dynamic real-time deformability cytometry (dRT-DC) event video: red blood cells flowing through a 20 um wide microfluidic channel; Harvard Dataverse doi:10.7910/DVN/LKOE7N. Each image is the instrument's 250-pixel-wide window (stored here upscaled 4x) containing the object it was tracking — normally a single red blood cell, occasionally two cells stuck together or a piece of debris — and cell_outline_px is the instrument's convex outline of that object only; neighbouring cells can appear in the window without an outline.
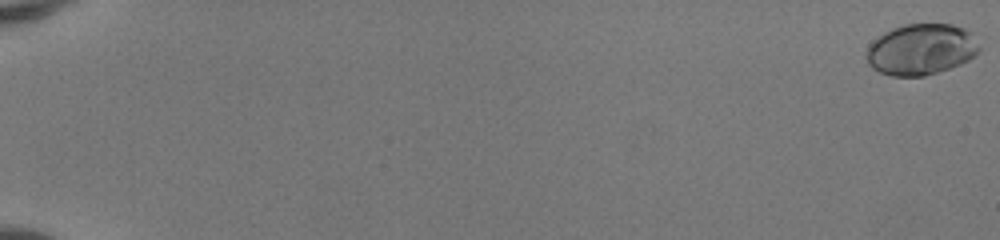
{"species": "human", "species_latin": "Homo sapiens", "temperature_condition": "room temperature", "stored_images_in_passage": 53, "camera_frame_rate_fps": 3000, "um_per_image_px": 0.085, "donor": {"sex": "female"}, "frame": {"image": 1, "passage_image": 1, "time_ms": 0.0, "image_size_px": [1000, 240], "cell_outline_px": [[980, 48], [968, 60], [960, 64], [924, 76], [892, 76], [880, 72], [872, 68], [868, 64], [868, 44], [876, 36], [892, 28], [904, 24], [952, 24], [964, 28], [968, 32]], "centroid_in_image_um": [78.23, 4.19], "position_along_channel_um": 6.8, "area_um2": 33.23}}
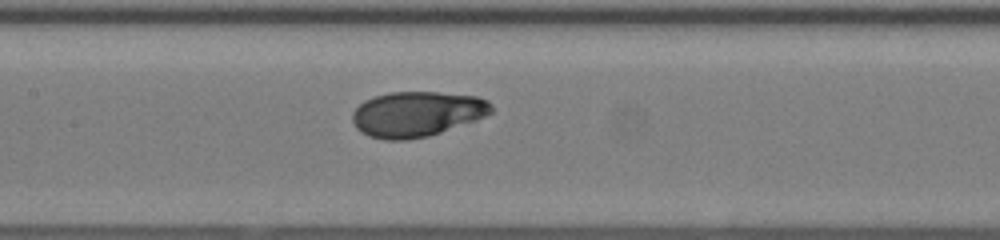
{"frame": {"image": 2, "passage_image": 29, "time_ms": 9.333, "image_size_px": [1000, 240], "cell_outline_px": [[492, 112], [476, 120], [428, 136], [404, 140], [384, 140], [368, 136], [360, 132], [356, 128], [352, 120], [352, 112], [364, 100], [372, 96], [388, 92], [436, 92], [476, 96], [488, 100], [492, 104]], "centroid_in_image_um": [35.4, 9.69], "position_along_channel_um": 172.0, "area_um2": 36.76}}
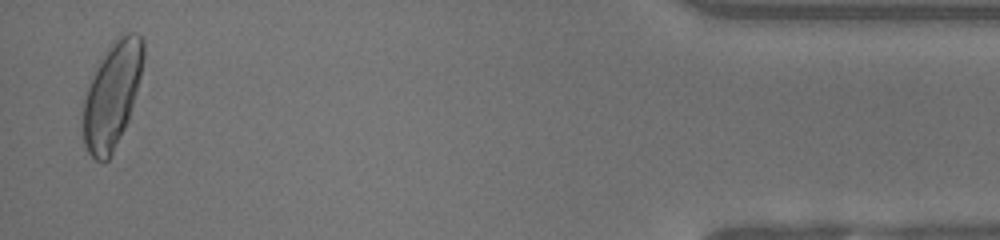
{"frame": {"image": 3, "passage_image": 52, "time_ms": 17.0, "image_size_px": [1000, 240], "cell_outline_px": [[144, 56], [140, 76], [136, 92], [128, 120], [108, 160], [96, 160], [88, 152], [84, 144], [80, 128], [84, 100], [88, 88], [96, 68], [112, 40], [120, 32], [132, 32], [140, 36], [144, 40]], "centroid_in_image_um": [9.5, 8.05], "position_along_channel_um": 425.7, "area_um2": 37.11}, "authors_computed_cell_mechanics": {"area_um2": 34.391, "velocity_mm_per_s": 4.1707, "shape_relaxation_time_tau1_ms": 3.2153, "shape_relaxation_time_tau2_ms": 1.4646, "deformation_change_tau1": 0.1457, "deformation_change_tau2": 0.0359}}